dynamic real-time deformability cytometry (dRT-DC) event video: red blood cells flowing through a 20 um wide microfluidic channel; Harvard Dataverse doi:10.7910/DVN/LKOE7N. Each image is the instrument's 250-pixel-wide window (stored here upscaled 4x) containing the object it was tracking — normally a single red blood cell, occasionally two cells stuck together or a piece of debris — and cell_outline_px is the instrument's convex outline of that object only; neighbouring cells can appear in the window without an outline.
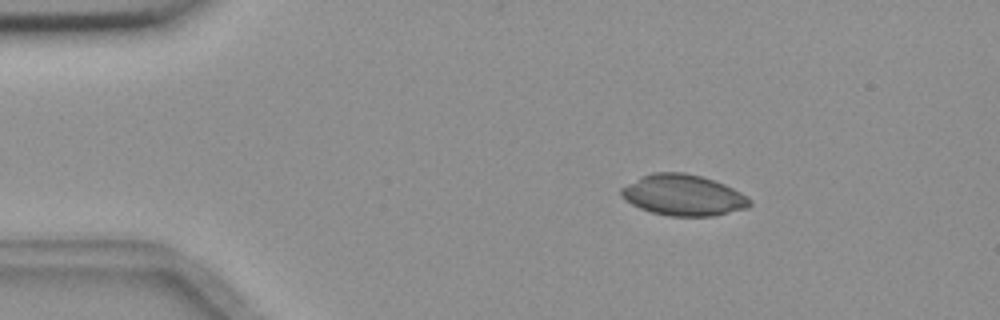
{"species": "common noctule bat (a hibernating species)", "species_latin": "Nyctalus noctula", "temperature_condition": "room temperature", "stored_images_in_passage": 54, "camera_frame_rate_fps": 3000, "um_per_image_px": 0.085, "animal": {"sex": "female", "body_mass_g": 18.4}, "frame": {"image": 1, "passage_image": 8, "time_ms": 2.333, "image_size_px": [1000, 320], "cell_outline_px": [[752, 204], [748, 208], [712, 216], [668, 216], [652, 212], [640, 208], [624, 200], [620, 196], [620, 188], [652, 172], [684, 172], [700, 176], [724, 184], [748, 196], [752, 200]], "centroid_in_image_um": [58.09, 16.6], "position_along_channel_um": 26.9, "area_um2": 30.63}}
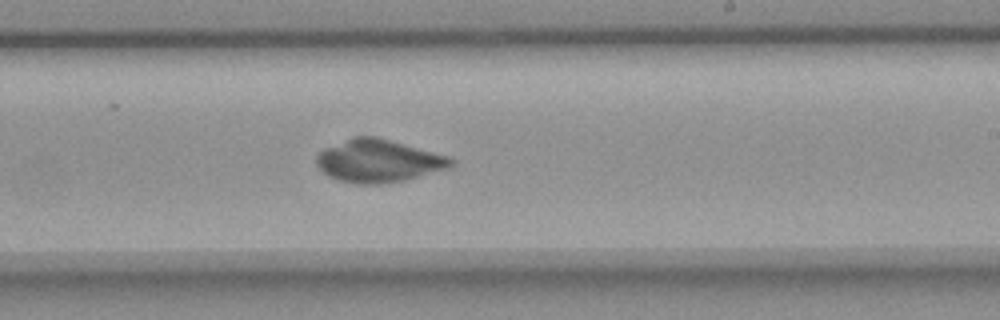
{"frame": {"image": 2, "passage_image": 32, "time_ms": 10.333, "image_size_px": [1000, 320], "cell_outline_px": [[456, 164], [452, 168], [404, 180], [380, 184], [356, 184], [336, 180], [328, 176], [316, 164], [316, 156], [324, 148], [352, 136], [376, 136], [448, 156], [456, 160]], "centroid_in_image_um": [32.19, 13.68], "position_along_channel_um": 256.8, "area_um2": 33.76}}
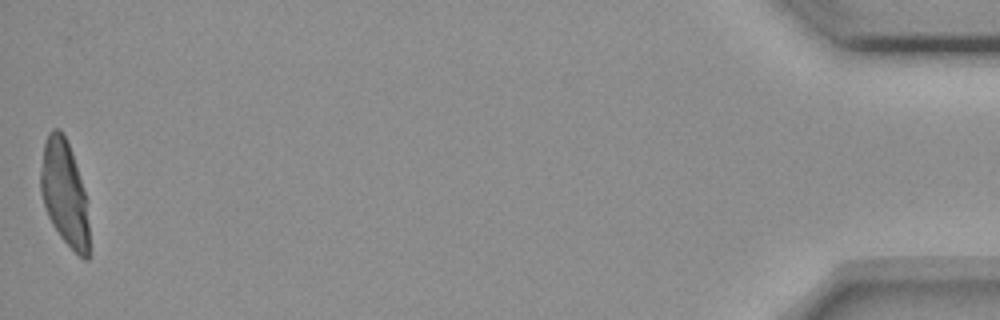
{"frame": {"image": 3, "passage_image": 54, "time_ms": 17.667, "image_size_px": [1000, 320], "cell_outline_px": [[88, 260], [84, 260], [60, 236], [52, 224], [48, 216], [40, 192], [40, 172], [44, 144], [48, 132], [52, 128], [60, 128], [72, 152], [84, 192], [88, 224]], "centroid_in_image_um": [5.44, 16.38], "position_along_channel_um": 429.8, "area_um2": 29.19}}